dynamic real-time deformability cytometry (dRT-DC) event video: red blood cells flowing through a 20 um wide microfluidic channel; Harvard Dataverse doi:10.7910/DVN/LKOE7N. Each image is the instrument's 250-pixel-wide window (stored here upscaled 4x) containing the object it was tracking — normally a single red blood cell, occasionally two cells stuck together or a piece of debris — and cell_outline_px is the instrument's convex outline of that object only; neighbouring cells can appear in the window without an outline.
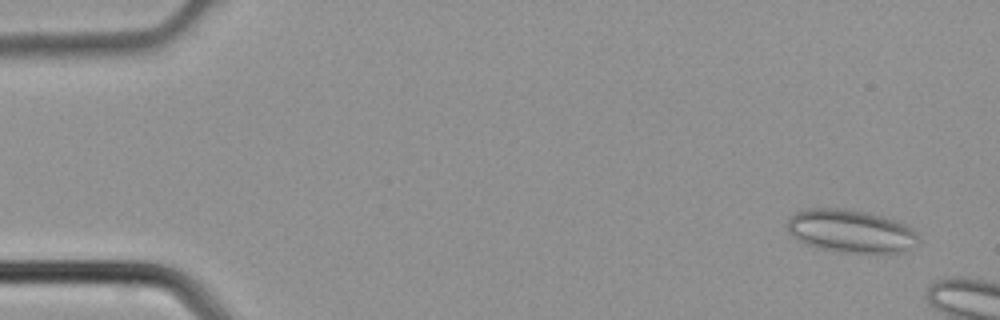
{"species": "common noctule bat (a hibernating species)", "species_latin": "Nyctalus noctula", "temperature_condition": "cold", "stored_images_in_passage": 3, "camera_frame_rate_fps": 3000, "um_per_image_px": 0.085, "animal": {"sex": "male", "body_mass_g": 21.5, "forearm_length_mm": 52.0}, "frame": {"image": 1, "passage_image": 1, "time_ms": 0.0, "image_size_px": [1000, 320], "cell_outline_px": [[920, 240], [912, 248], [904, 252], [844, 252], [820, 248], [808, 244], [800, 240], [788, 232], [788, 220], [796, 212], [808, 208], [840, 208], [864, 212], [880, 216], [904, 224]], "centroid_in_image_um": [72.29, 19.64], "position_along_channel_um": 12.7, "area_um2": 32.02}}